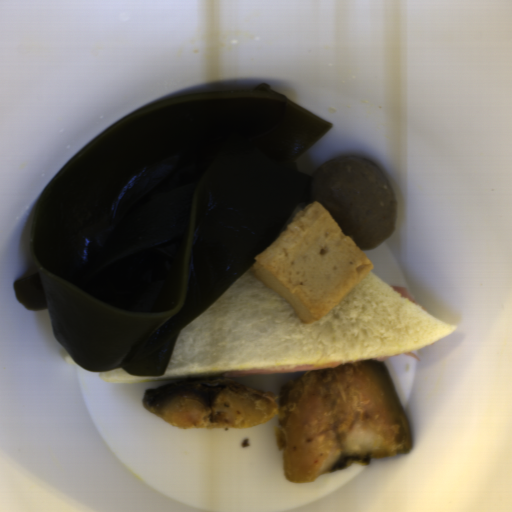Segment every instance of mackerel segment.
I'll list each match as a JSON object with an SVG mask.
<instances>
[{
    "label": "mackerel segment",
    "mask_w": 512,
    "mask_h": 512,
    "mask_svg": "<svg viewBox=\"0 0 512 512\" xmlns=\"http://www.w3.org/2000/svg\"><path fill=\"white\" fill-rule=\"evenodd\" d=\"M145 410L179 429H245L276 420L284 478L305 484L410 451L413 436L383 359L304 372L277 393L233 376L144 389Z\"/></svg>",
    "instance_id": "mackerel-segment-1"
}]
</instances>
